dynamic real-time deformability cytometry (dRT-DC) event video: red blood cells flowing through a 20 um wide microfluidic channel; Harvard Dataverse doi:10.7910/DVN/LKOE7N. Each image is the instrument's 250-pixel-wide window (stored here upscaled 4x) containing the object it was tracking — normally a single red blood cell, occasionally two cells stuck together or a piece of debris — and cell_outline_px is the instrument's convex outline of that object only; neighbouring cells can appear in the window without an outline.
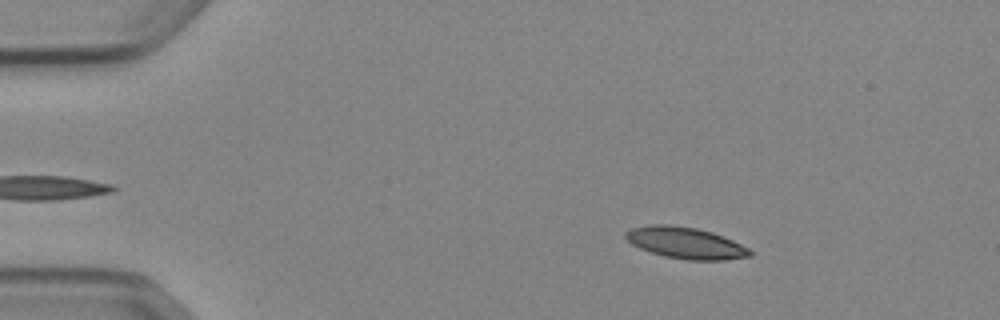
{"species": "Egyptian fruit bat (a non-hibernating species)", "species_latin": "Rousettus aegyptiacus", "temperature_condition": "cold", "stored_images_in_passage": 52, "camera_frame_rate_fps": 3000, "um_per_image_px": 0.085, "animal": {"sex": "female"}, "frame": {"image": 1, "passage_image": 8, "time_ms": 2.333, "image_size_px": [1000, 320], "cell_outline_px": [[752, 256], [724, 260], [688, 260], [664, 256], [640, 248], [632, 244], [624, 236], [624, 232], [632, 228], [652, 224], [668, 224], [696, 228], [712, 232], [724, 236], [748, 248], [752, 252]], "centroid_in_image_um": [58.27, 20.64], "position_along_channel_um": 26.7, "area_um2": 22.72}}
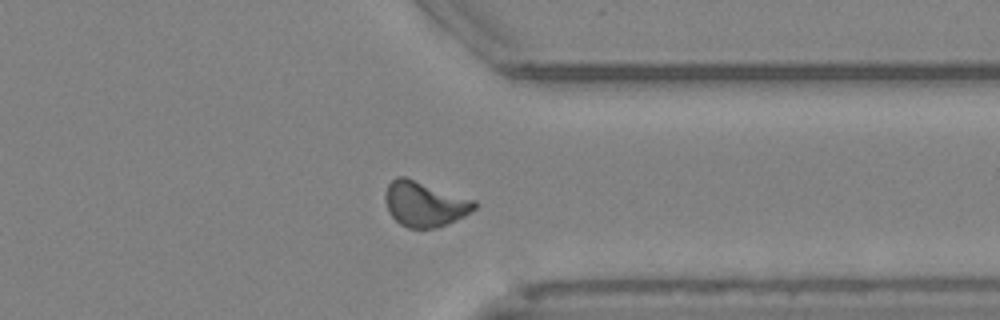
{"frame": {"image": 2, "passage_image": 41, "time_ms": 13.333, "image_size_px": [1000, 320], "cell_outline_px": [[480, 204], [476, 208], [464, 216], [448, 224], [436, 228], [408, 228], [400, 224], [388, 212], [384, 200], [384, 196], [388, 184], [396, 176], [404, 176], [476, 200]], "centroid_in_image_um": [36.1, 17.34], "position_along_channel_um": 375.3, "area_um2": 23.7}}
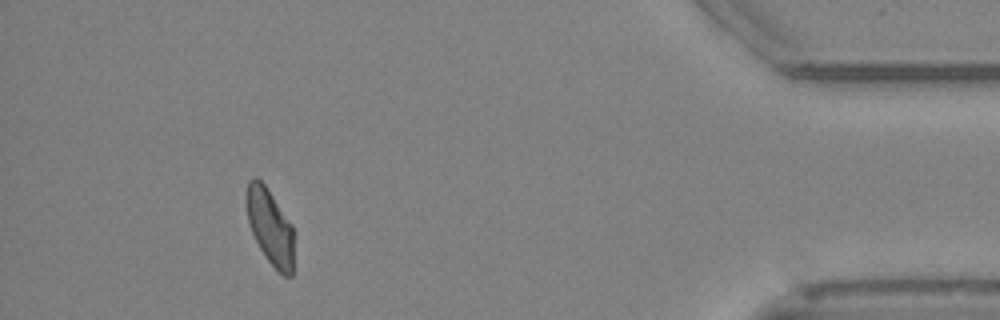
{"frame": {"image": 3, "passage_image": 48, "time_ms": 15.667, "image_size_px": [1000, 320], "cell_outline_px": [[292, 276], [284, 276], [268, 260], [260, 248], [252, 232], [248, 220], [244, 200], [248, 180], [252, 176], [256, 176], [268, 188], [292, 224]], "centroid_in_image_um": [22.91, 19.18], "position_along_channel_um": 412.3, "area_um2": 20.87}, "authors_computed_cell_mechanics": {"area_um2": 22.253, "velocity_mm_per_s": 3.8624, "shape_relaxation_time_tau1_ms": 6.5395, "shape_relaxation_time_tau2_ms": null, "deformation_change_tau1": 0.1464, "deformation_change_tau2": null}}